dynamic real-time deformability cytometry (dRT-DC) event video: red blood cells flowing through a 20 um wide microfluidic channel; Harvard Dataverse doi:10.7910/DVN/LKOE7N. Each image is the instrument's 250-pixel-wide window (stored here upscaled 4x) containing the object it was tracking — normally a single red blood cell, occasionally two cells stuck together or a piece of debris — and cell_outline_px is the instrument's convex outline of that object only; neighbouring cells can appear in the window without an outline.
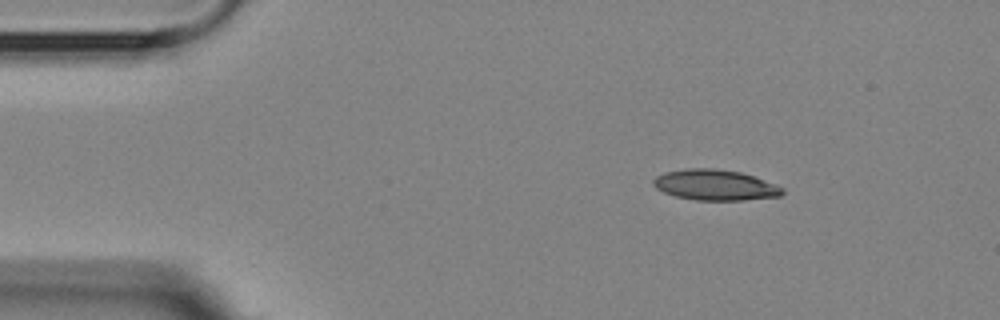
{"species": "Egyptian fruit bat (a non-hibernating species)", "species_latin": "Rousettus aegyptiacus", "temperature_condition": "room temperature", "stored_images_in_passage": 4, "segment_of_instrument_passage": [1, 2], "camera_frame_rate_fps": 3000, "um_per_image_px": 0.085, "animal": {"sex": "female"}, "frame": {"image": 1, "passage_image": 1, "time_ms": 0.0, "image_size_px": [1000, 320], "cell_outline_px": [[784, 192], [780, 196], [744, 200], [696, 200], [676, 196], [664, 192], [656, 188], [652, 184], [652, 180], [656, 176], [664, 172], [688, 168], [712, 168], [740, 172], [776, 184], [784, 188]], "centroid_in_image_um": [60.77, 15.72], "position_along_channel_um": 24.2, "area_um2": 23.0}}